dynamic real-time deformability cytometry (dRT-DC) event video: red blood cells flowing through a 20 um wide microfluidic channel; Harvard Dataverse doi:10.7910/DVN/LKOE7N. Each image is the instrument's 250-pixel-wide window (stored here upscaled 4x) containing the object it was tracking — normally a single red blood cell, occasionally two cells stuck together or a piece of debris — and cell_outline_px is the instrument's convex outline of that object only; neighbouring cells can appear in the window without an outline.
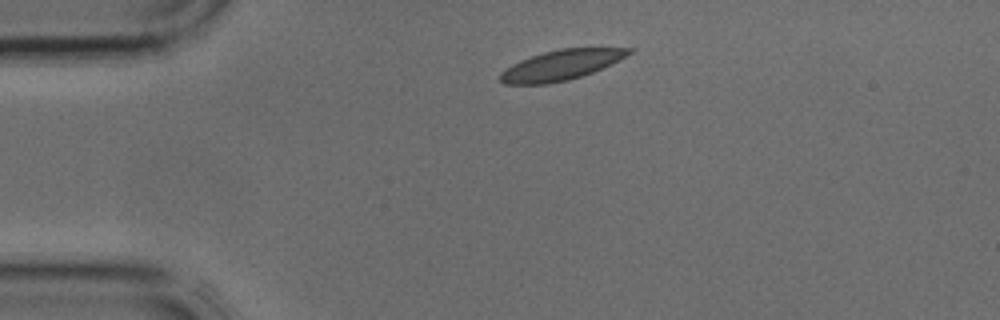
{"species": "common noctule bat (a hibernating species)", "species_latin": "Nyctalus noctula", "temperature_condition": "cold", "stored_images_in_passage": 3, "segment_of_instrument_passage": [1, 2], "camera_frame_rate_fps": 3000, "um_per_image_px": 0.085, "animal": {"sex": "male", "body_mass_g": 17.9, "forearm_length_mm": 54.2}, "frame": {"image": 1, "passage_image": 1, "time_ms": 0.0, "image_size_px": [1000, 320], "cell_outline_px": [[632, 52], [592, 72], [568, 80], [548, 84], [504, 84], [500, 80], [500, 72], [512, 64], [520, 60], [544, 52], [560, 48], [632, 48]], "centroid_in_image_um": [47.61, 5.54], "position_along_channel_um": 37.4, "area_um2": 22.08}}